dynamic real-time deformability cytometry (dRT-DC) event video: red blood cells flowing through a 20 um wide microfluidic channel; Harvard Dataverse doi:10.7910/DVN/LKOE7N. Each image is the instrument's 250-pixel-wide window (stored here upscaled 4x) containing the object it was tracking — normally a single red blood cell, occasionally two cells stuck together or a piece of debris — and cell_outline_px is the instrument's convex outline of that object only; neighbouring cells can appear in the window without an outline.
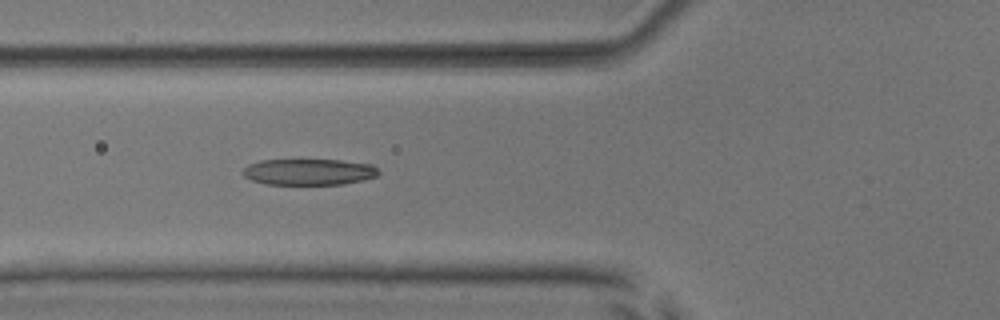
{"species": "common noctule bat (a hibernating species)", "species_latin": "Nyctalus noctula", "temperature_condition": "room temperature", "stored_images_in_passage": 26, "camera_frame_rate_fps": 3000, "um_per_image_px": 0.085, "animal": {"sex": "male", "body_mass_g": 17.9, "forearm_length_mm": 54.2}, "frame": {"image": 1, "passage_image": 7, "time_ms": 2.0, "image_size_px": [1000, 320], "cell_outline_px": [[380, 172], [376, 176], [364, 180], [344, 184], [264, 184], [252, 180], [244, 176], [240, 172], [248, 164], [260, 160], [340, 160], [372, 164]], "centroid_in_image_um": [26.24, 14.61], "position_along_channel_um": 99.6, "area_um2": 20.81}}
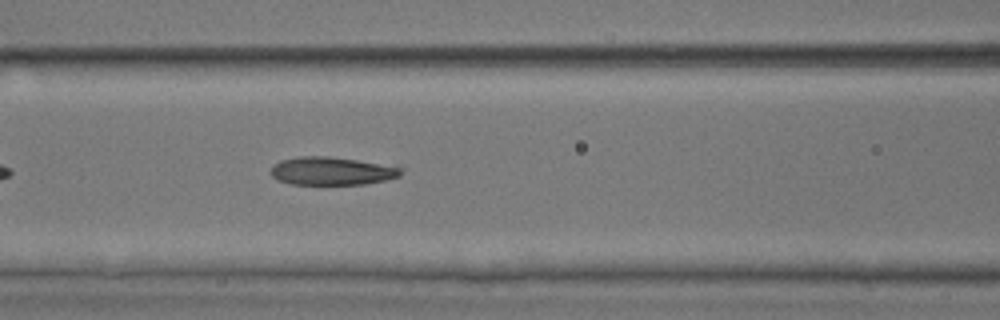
{"frame": {"image": 2, "passage_image": 10, "time_ms": 3.0, "image_size_px": [1000, 320], "cell_outline_px": [[404, 168], [400, 176], [384, 180], [364, 184], [292, 184], [280, 180], [272, 176], [272, 168], [280, 160], [300, 156], [328, 156], [356, 160]], "centroid_in_image_um": [28.21, 14.53], "position_along_channel_um": 138.4, "area_um2": 20.92}}